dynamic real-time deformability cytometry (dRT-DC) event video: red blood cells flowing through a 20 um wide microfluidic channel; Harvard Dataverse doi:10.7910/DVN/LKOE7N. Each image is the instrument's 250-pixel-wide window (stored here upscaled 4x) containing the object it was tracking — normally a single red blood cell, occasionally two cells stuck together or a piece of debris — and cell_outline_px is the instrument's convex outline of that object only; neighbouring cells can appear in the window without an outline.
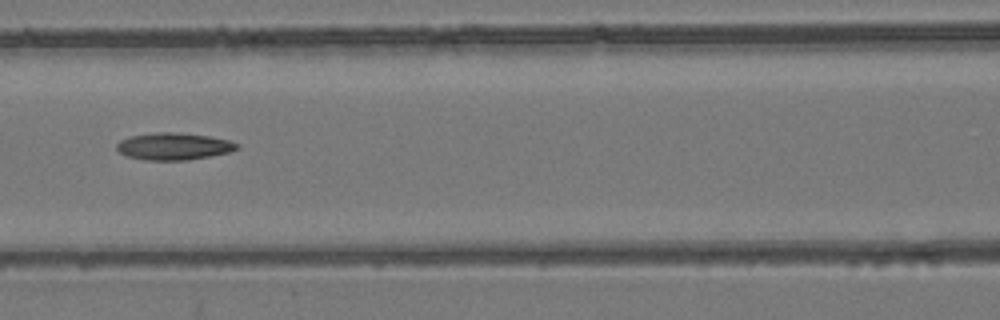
{"species": "common noctule bat (a hibernating species)", "species_latin": "Nyctalus noctula", "temperature_condition": "room temperature", "stored_images_in_passage": 10, "camera_frame_rate_fps": 3000, "um_per_image_px": 0.085, "animal": {"sex": "female", "body_mass_g": 24.6, "forearm_length_mm": 56.2}, "frame": {"image": 1, "passage_image": 7, "time_ms": 2.0, "image_size_px": [1000, 320], "cell_outline_px": [[240, 148], [232, 152], [188, 160], [144, 160], [128, 156], [120, 152], [116, 148], [116, 144], [120, 140], [128, 136], [156, 132], [172, 132], [208, 136], [228, 140], [240, 144]], "centroid_in_image_um": [14.78, 12.44], "position_along_channel_um": 151.8, "area_um2": 19.07}}
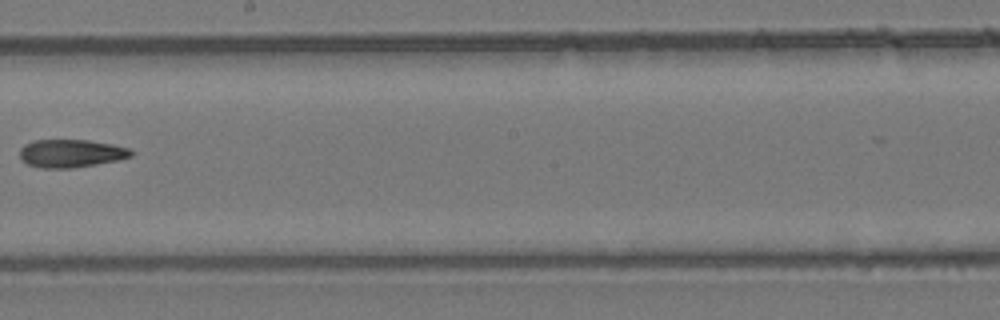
{"frame": {"image": 2, "passage_image": 9, "time_ms": 2.667, "image_size_px": [1000, 320], "cell_outline_px": [[136, 152], [132, 156], [116, 160], [96, 164], [72, 168], [40, 168], [28, 164], [20, 160], [20, 148], [24, 144], [32, 140], [88, 140], [112, 144], [132, 148]], "centroid_in_image_um": [6.04, 13.03], "position_along_channel_um": 242.2, "area_um2": 18.38}}
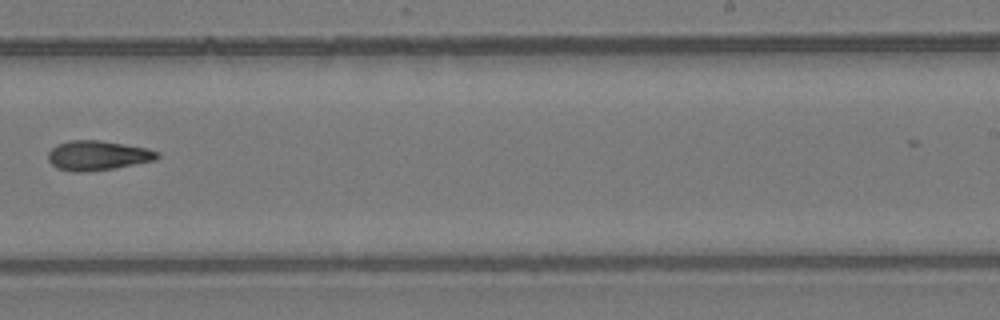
{"frame": {"image": 3, "passage_image": 10, "time_ms": 3.0, "image_size_px": [1000, 320], "cell_outline_px": [[160, 156], [156, 160], [116, 168], [84, 172], [72, 172], [56, 168], [48, 160], [48, 152], [56, 144], [68, 140], [100, 140], [148, 148], [160, 152]], "centroid_in_image_um": [8.3, 13.21], "position_along_channel_um": 280.7, "area_um2": 19.13}}